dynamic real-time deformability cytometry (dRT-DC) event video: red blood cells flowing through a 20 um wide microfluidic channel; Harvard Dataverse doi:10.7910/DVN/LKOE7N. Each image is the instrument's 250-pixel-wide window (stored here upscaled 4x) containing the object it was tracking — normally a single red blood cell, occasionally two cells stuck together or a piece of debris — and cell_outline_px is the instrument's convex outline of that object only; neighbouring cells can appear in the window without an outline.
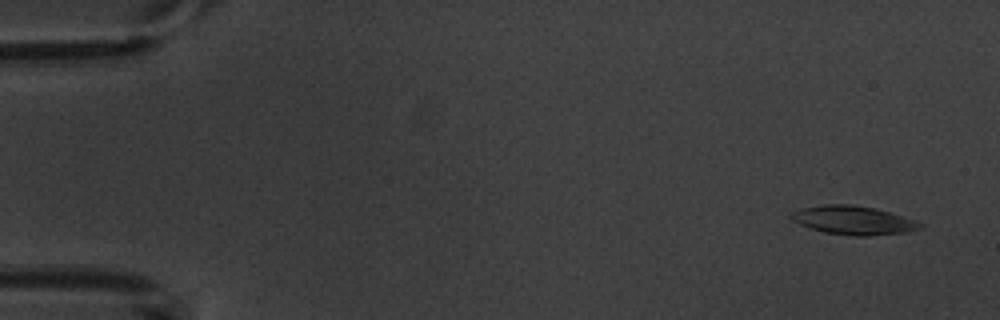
{"species": "common noctule bat (a hibernating species)", "species_latin": "Nyctalus noctula", "temperature_condition": "warm", "stored_images_in_passage": 4, "camera_frame_rate_fps": 3000, "um_per_image_px": 0.085, "animal": {"sex": "male", "body_mass_g": 20.1, "forearm_length_mm": 53.5}, "frame": {"image": 1, "passage_image": 1, "time_ms": 0.0, "image_size_px": [1000, 320], "cell_outline_px": [[924, 228], [904, 232], [868, 236], [852, 236], [824, 232], [800, 224], [792, 220], [788, 216], [792, 212], [800, 208], [824, 204], [848, 204], [876, 208], [924, 224]], "centroid_in_image_um": [72.49, 18.72], "position_along_channel_um": 12.5, "area_um2": 21.39}}
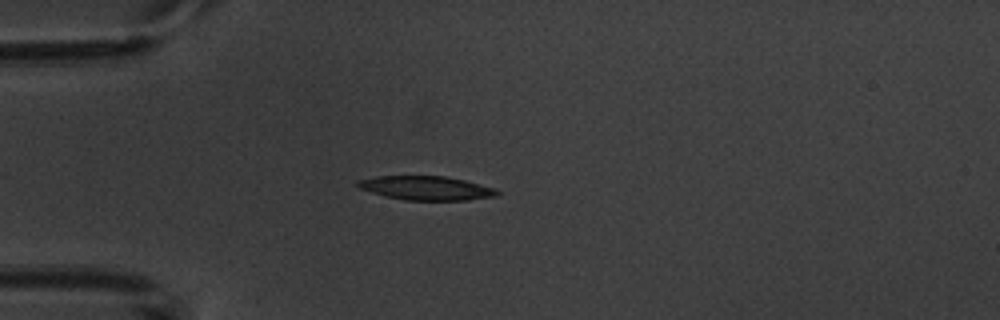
{"frame": {"image": 2, "passage_image": 4, "time_ms": 4.0, "image_size_px": [1000, 320], "cell_outline_px": [[500, 192], [496, 196], [468, 200], [404, 200], [372, 192], [360, 188], [356, 184], [356, 180], [376, 176], [444, 176], [464, 180], [496, 188]], "centroid_in_image_um": [36.25, 15.98], "position_along_channel_um": 48.8, "area_um2": 19.36}}